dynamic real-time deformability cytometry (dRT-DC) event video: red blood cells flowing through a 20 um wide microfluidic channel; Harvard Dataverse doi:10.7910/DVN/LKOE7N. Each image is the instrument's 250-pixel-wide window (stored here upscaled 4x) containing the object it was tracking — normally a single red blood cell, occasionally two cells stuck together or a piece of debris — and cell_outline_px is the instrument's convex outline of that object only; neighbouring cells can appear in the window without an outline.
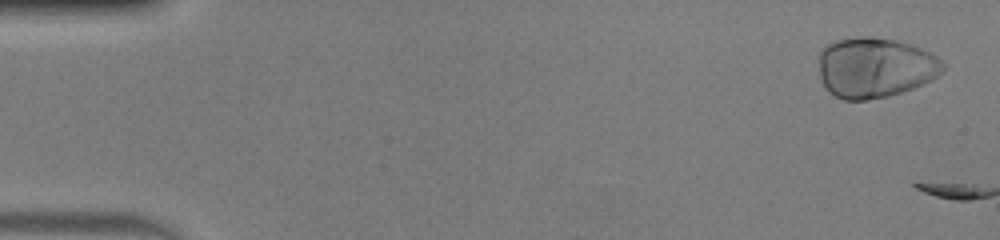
{"species": "human", "species_latin": "Homo sapiens", "temperature_condition": "warm", "stored_images_in_passage": 33, "camera_frame_rate_fps": 3000, "um_per_image_px": 0.085, "donor": {"sex": "male"}, "frame": {"image": 1, "passage_image": 1, "time_ms": 0.0, "image_size_px": [1000, 240], "cell_outline_px": [[944, 72], [932, 80], [912, 88], [888, 96], [864, 100], [844, 100], [828, 92], [820, 80], [820, 52], [828, 44], [836, 40], [864, 36], [868, 36], [896, 40], [920, 48], [936, 56], [944, 64]], "centroid_in_image_um": [74.38, 5.75], "position_along_channel_um": 10.6, "area_um2": 43.47}}
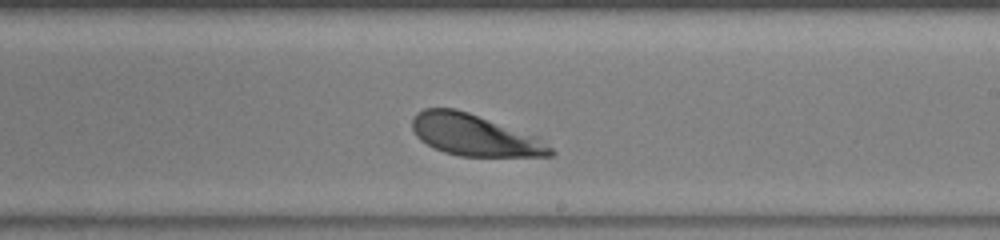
{"frame": {"image": 2, "passage_image": 22, "time_ms": 7.0, "image_size_px": [1000, 240], "cell_outline_px": [[556, 152], [552, 156], [460, 156], [444, 152], [420, 140], [416, 136], [412, 128], [412, 120], [416, 112], [424, 108], [456, 108], [468, 112], [536, 136], [552, 148]], "centroid_in_image_um": [40.31, 11.48], "position_along_channel_um": 248.7, "area_um2": 33.18}}
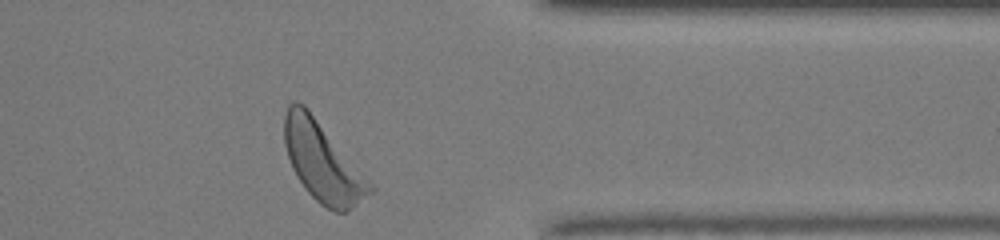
{"frame": {"image": 3, "passage_image": 33, "time_ms": 10.667, "image_size_px": [1000, 240], "cell_outline_px": [[376, 192], [348, 212], [332, 212], [320, 204], [308, 192], [292, 168], [284, 144], [284, 116], [288, 104], [296, 100], [304, 104], [308, 108], [376, 188]], "centroid_in_image_um": [27.45, 13.79], "position_along_channel_um": 384.0, "area_um2": 39.65}, "authors_computed_cell_mechanics": {"area_um2": 34.4488, "velocity_mm_per_s": 3.9945, "shape_relaxation_time_tau1_ms": 0.626, "shape_relaxation_time_tau2_ms": 5.5518, "deformation_change_tau1": 0.0905, "deformation_change_tau2": 0.1629}}